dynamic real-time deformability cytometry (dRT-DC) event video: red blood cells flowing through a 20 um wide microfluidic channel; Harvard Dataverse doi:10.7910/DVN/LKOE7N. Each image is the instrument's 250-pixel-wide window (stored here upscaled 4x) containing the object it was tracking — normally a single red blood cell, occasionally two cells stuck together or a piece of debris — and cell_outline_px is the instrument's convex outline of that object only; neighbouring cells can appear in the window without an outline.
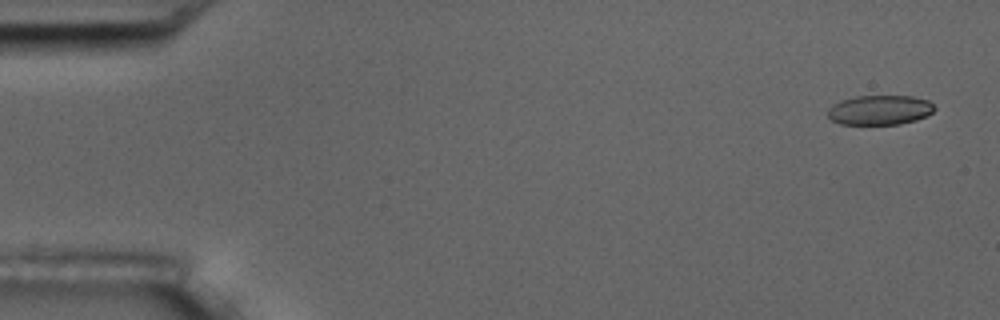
{"species": "common noctule bat (a hibernating species)", "species_latin": "Nyctalus noctula", "temperature_condition": "room temperature", "stored_images_in_passage": 7, "camera_frame_rate_fps": 3000, "um_per_image_px": 0.085, "animal": {"sex": "male", "body_mass_g": 17.5, "forearm_length_mm": 52.3}, "frame": {"image": 1, "passage_image": 1, "time_ms": 0.0, "image_size_px": [1000, 320], "cell_outline_px": [[936, 108], [928, 116], [916, 120], [900, 124], [840, 124], [832, 120], [828, 116], [828, 108], [832, 104], [840, 100], [856, 96], [912, 96], [928, 100]], "centroid_in_image_um": [74.78, 9.35], "position_along_channel_um": 10.2, "area_um2": 18.55}}
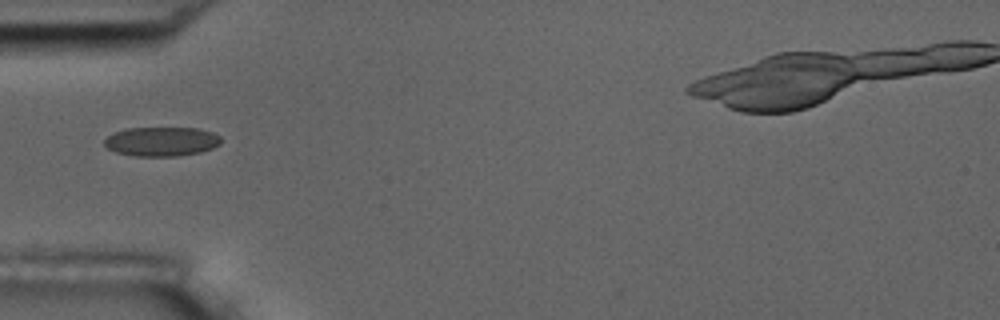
{"frame": {"image": 2, "passage_image": 5, "time_ms": 1.333, "image_size_px": [1000, 320], "cell_outline_px": [[220, 144], [212, 148], [200, 152], [176, 156], [136, 156], [116, 152], [108, 148], [104, 144], [104, 140], [112, 132], [124, 128], [196, 128], [212, 132], [220, 136]], "centroid_in_image_um": [13.7, 12.02], "position_along_channel_um": 71.3, "area_um2": 19.88}}